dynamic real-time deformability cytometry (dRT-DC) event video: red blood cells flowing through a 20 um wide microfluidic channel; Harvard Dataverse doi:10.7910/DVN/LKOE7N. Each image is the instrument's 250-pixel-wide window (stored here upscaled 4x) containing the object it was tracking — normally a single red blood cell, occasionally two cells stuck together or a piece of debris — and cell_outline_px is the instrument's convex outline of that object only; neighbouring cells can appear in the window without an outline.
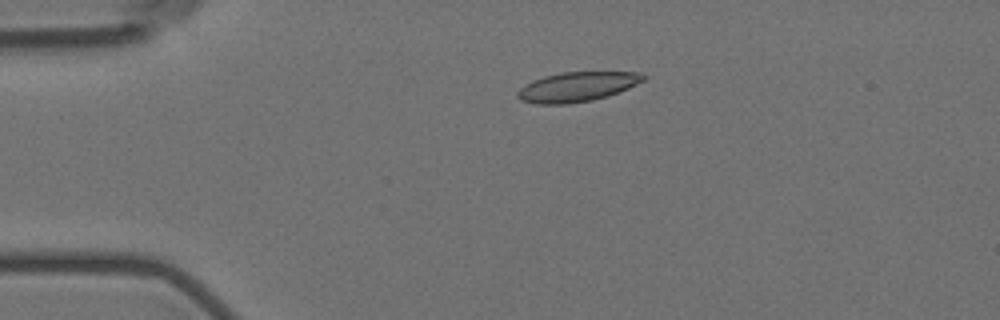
{"species": "Egyptian fruit bat (a non-hibernating species)", "species_latin": "Rousettus aegyptiacus", "temperature_condition": "room temperature", "stored_images_in_passage": 4, "camera_frame_rate_fps": 3000, "um_per_image_px": 0.085, "animal": {"sex": "female"}, "frame": {"image": 1, "passage_image": 3, "time_ms": 2.0, "image_size_px": [1000, 320], "cell_outline_px": [[644, 80], [628, 88], [608, 96], [592, 100], [564, 104], [536, 104], [520, 100], [516, 96], [516, 92], [520, 88], [532, 80], [544, 76], [560, 72], [640, 72], [644, 76]], "centroid_in_image_um": [49.0, 7.38], "position_along_channel_um": 36.0, "area_um2": 21.68}}